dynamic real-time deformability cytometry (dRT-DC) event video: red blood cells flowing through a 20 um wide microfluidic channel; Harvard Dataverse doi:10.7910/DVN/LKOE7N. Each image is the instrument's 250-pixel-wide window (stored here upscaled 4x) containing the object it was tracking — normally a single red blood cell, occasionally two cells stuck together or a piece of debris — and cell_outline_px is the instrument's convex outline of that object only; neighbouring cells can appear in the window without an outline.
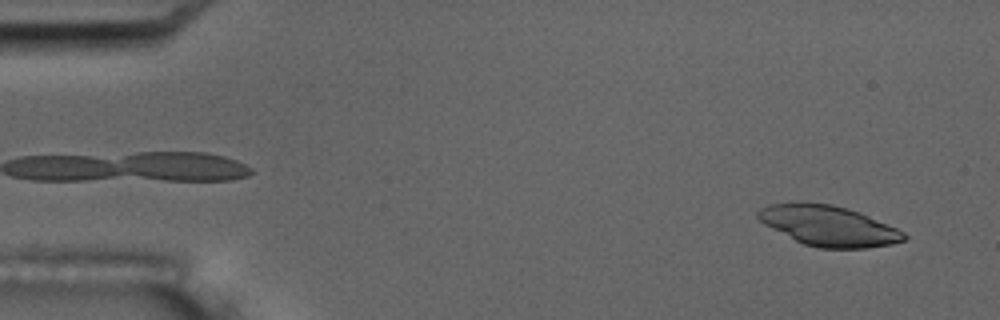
{"species": "common noctule bat (a hibernating species)", "species_latin": "Nyctalus noctula", "temperature_condition": "room temperature", "stored_images_in_passage": 4, "camera_frame_rate_fps": 3000, "um_per_image_px": 0.085, "animal": {"sex": "male", "body_mass_g": 17.5, "forearm_length_mm": 52.3}, "frame": {"image": 1, "passage_image": 1, "time_ms": 0.0, "image_size_px": [1000, 320], "cell_outline_px": [[908, 236], [904, 240], [892, 244], [868, 248], [816, 248], [804, 244], [764, 224], [756, 216], [756, 212], [760, 208], [768, 204], [832, 204], [860, 212], [896, 228], [904, 232]], "centroid_in_image_um": [70.46, 19.22], "position_along_channel_um": 14.5, "area_um2": 33.7}}